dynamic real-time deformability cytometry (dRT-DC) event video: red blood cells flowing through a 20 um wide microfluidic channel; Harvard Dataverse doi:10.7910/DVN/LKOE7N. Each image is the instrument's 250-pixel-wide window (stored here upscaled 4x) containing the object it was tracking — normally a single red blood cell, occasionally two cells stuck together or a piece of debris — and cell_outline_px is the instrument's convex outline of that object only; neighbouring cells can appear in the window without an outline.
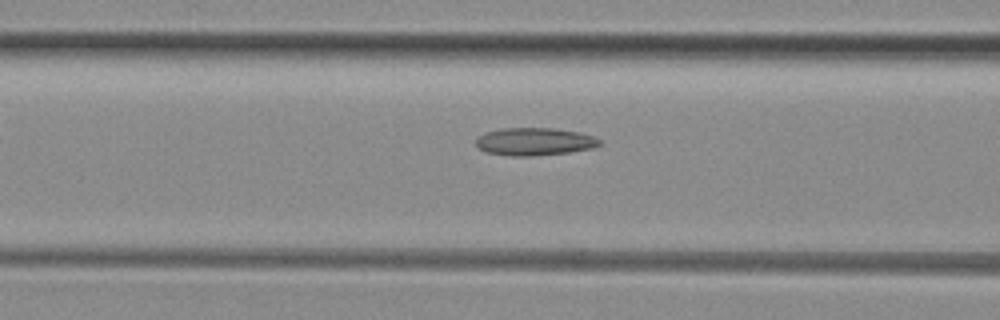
{"species": "common noctule bat (a hibernating species)", "species_latin": "Nyctalus noctula", "temperature_condition": "room temperature", "stored_images_in_passage": 8, "camera_frame_rate_fps": 3000, "um_per_image_px": 0.085, "animal": {"sex": "female", "body_mass_g": 29.2, "forearm_length_mm": 56.3}, "frame": {"image": 1, "passage_image": 6, "time_ms": 1.667, "image_size_px": [1000, 320], "cell_outline_px": [[600, 144], [592, 148], [568, 152], [532, 156], [512, 156], [484, 152], [476, 144], [476, 136], [484, 132], [500, 128], [552, 128], [580, 132], [592, 136], [600, 140]], "centroid_in_image_um": [45.37, 12.03], "position_along_channel_um": 121.2, "area_um2": 20.0}}